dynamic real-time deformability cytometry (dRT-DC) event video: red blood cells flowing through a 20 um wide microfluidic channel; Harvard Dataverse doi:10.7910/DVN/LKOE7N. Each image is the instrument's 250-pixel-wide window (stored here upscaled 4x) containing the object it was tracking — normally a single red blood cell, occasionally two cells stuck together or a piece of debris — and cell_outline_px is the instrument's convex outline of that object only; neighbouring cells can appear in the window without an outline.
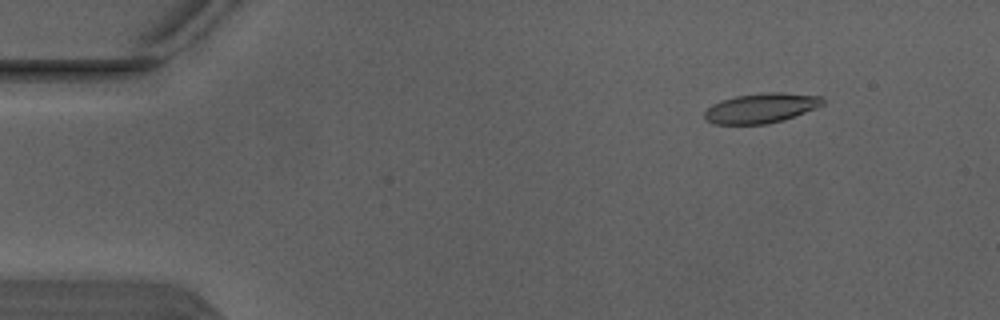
{"species": "Egyptian fruit bat (a non-hibernating species)", "species_latin": "Rousettus aegyptiacus", "temperature_condition": "warm", "stored_images_in_passage": 4, "camera_frame_rate_fps": 3000, "um_per_image_px": 0.085, "animal": {"sex": "male"}, "frame": {"image": 1, "passage_image": 2, "time_ms": 0.333, "image_size_px": [1000, 320], "cell_outline_px": [[824, 104], [816, 108], [784, 120], [764, 124], [712, 124], [704, 116], [704, 112], [712, 104], [720, 100], [736, 96], [768, 92], [780, 92], [824, 96]], "centroid_in_image_um": [64.71, 9.18], "position_along_channel_um": 20.3, "area_um2": 20.58}}